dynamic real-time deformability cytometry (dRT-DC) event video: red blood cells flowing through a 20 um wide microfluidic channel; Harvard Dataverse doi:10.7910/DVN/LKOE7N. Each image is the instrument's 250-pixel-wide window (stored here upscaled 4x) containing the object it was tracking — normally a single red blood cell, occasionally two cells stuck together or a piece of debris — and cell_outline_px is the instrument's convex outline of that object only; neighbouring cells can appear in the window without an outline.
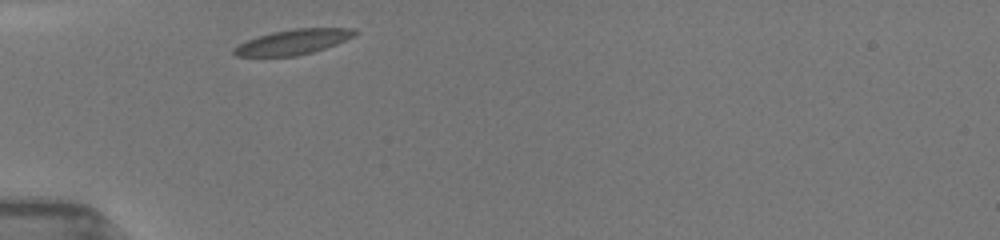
{"species": "common noctule bat (a hibernating species)", "species_latin": "Nyctalus noctula", "temperature_condition": "room temperature", "stored_images_in_passage": 13, "camera_frame_rate_fps": 3000, "um_per_image_px": 0.085, "animal": {"sex": "female", "body_mass_g": 19.5, "forearm_length_mm": 54.1}, "frame": {"image": 1, "passage_image": 1, "time_ms": 0.0, "image_size_px": [1000, 240], "cell_outline_px": [[360, 32], [336, 44], [312, 52], [296, 56], [236, 56], [232, 52], [232, 48], [248, 40], [272, 32], [296, 28], [352, 28]], "centroid_in_image_um": [24.91, 3.56], "position_along_channel_um": 60.1, "area_um2": 17.4}}
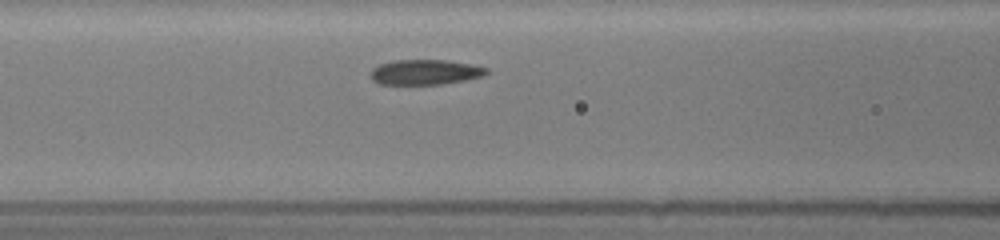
{"frame": {"image": 2, "passage_image": 7, "time_ms": 2.0, "image_size_px": [1000, 240], "cell_outline_px": [[488, 72], [484, 76], [464, 80], [440, 84], [380, 84], [372, 80], [372, 68], [380, 64], [392, 60], [448, 60], [472, 64], [488, 68]], "centroid_in_image_um": [36.16, 6.12], "position_along_channel_um": 130.4, "area_um2": 16.94}}
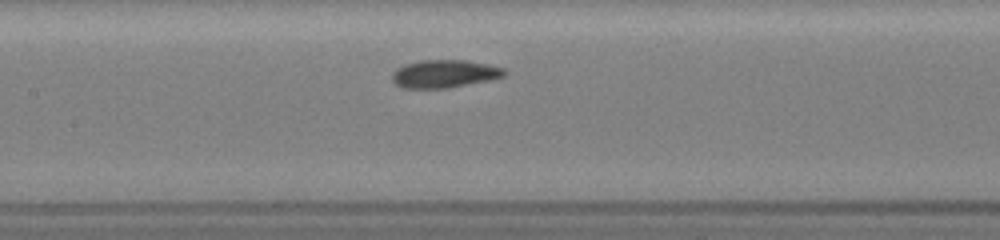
{"frame": {"image": 3, "passage_image": 10, "time_ms": 3.0, "image_size_px": [1000, 240], "cell_outline_px": [[508, 72], [504, 76], [488, 80], [448, 88], [404, 88], [396, 84], [392, 80], [392, 72], [396, 68], [404, 64], [420, 60], [468, 60], [504, 68]], "centroid_in_image_um": [37.76, 6.26], "position_along_channel_um": 169.6, "area_um2": 18.26}}